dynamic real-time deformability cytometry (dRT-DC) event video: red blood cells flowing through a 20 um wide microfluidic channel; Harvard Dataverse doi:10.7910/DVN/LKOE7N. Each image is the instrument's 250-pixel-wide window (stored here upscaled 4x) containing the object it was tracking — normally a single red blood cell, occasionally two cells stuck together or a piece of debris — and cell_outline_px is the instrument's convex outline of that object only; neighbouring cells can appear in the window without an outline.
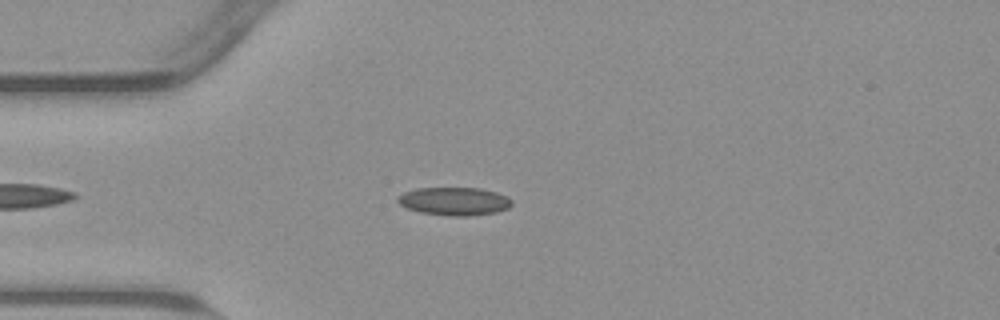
{"species": "common noctule bat (a hibernating species)", "species_latin": "Nyctalus noctula", "temperature_condition": "warm", "stored_images_in_passage": 48, "camera_frame_rate_fps": 3000, "um_per_image_px": 0.085, "animal": {"sex": "male", "body_mass_g": 23.1, "forearm_length_mm": 52.7}, "frame": {"image": 1, "passage_image": 8, "time_ms": 2.333, "image_size_px": [1000, 320], "cell_outline_px": [[512, 204], [508, 208], [496, 212], [468, 216], [452, 216], [420, 212], [408, 208], [400, 204], [396, 200], [396, 196], [404, 192], [416, 188], [480, 188], [496, 192], [508, 196], [512, 200]], "centroid_in_image_um": [38.62, 17.1], "position_along_channel_um": 46.4, "area_um2": 18.73}}
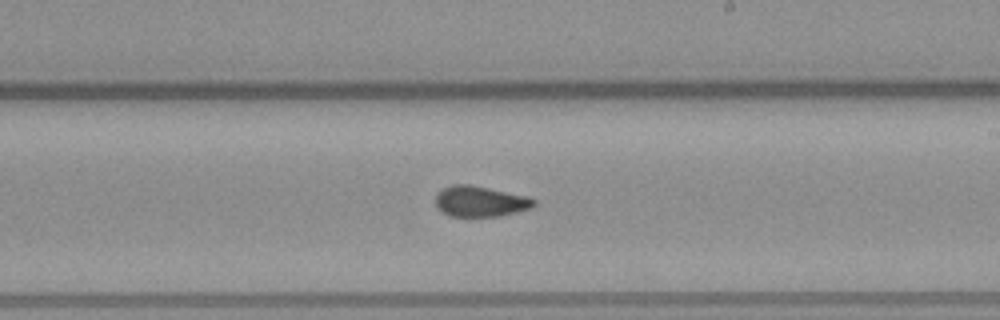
{"frame": {"image": 2, "passage_image": 25, "time_ms": 8.0, "image_size_px": [1000, 320], "cell_outline_px": [[536, 204], [532, 208], [500, 216], [448, 216], [436, 208], [436, 196], [444, 188], [452, 184], [468, 184], [528, 196], [536, 200]], "centroid_in_image_um": [40.83, 17.12], "position_along_channel_um": 248.2, "area_um2": 17.57}}
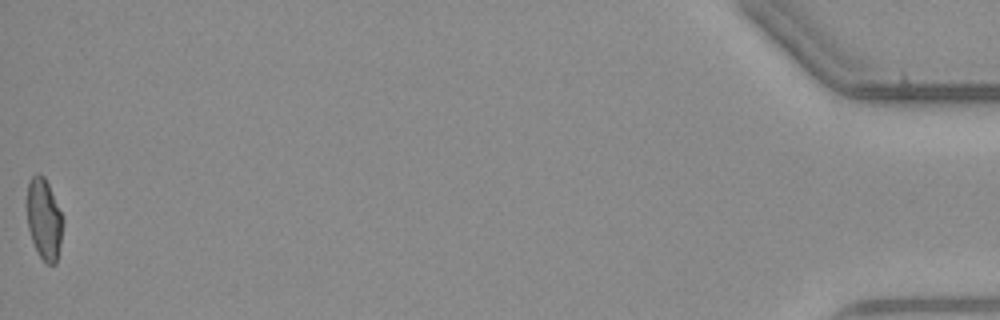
{"frame": {"image": 3, "passage_image": 48, "time_ms": 15.667, "image_size_px": [1000, 320], "cell_outline_px": [[64, 220], [60, 244], [56, 264], [48, 264], [40, 256], [32, 240], [28, 228], [28, 180], [36, 172], [40, 172], [44, 176], [48, 184]], "centroid_in_image_um": [3.75, 18.6], "position_along_channel_um": 431.4, "area_um2": 16.7}, "authors_computed_cell_mechanics": {"area_um2": 17.7446, "velocity_mm_per_s": 3.8042, "shape_relaxation_time_tau1_ms": null, "shape_relaxation_time_tau2_ms": 1.3026, "deformation_change_tau1": null, "deformation_change_tau2": 0.0573}}